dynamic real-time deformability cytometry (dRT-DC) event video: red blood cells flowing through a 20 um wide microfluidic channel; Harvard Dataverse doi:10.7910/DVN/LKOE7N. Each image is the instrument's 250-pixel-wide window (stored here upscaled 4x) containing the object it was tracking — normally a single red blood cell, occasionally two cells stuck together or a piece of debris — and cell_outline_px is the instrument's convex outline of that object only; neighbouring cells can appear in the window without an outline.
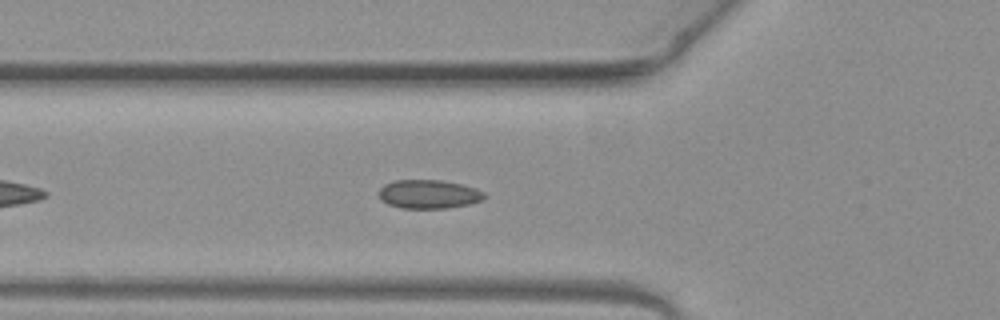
{"species": "common noctule bat (a hibernating species)", "species_latin": "Nyctalus noctula", "temperature_condition": "warm", "stored_images_in_passage": 37, "camera_frame_rate_fps": 3000, "um_per_image_px": 0.085, "animal": {"sex": "female", "body_mass_g": 19.3, "forearm_length_mm": 54.1}, "frame": {"image": 1, "passage_image": 3, "time_ms": 0.667, "image_size_px": [1000, 320], "cell_outline_px": [[488, 196], [484, 200], [468, 204], [448, 208], [400, 208], [388, 204], [380, 200], [380, 188], [384, 184], [396, 180], [440, 180], [460, 184], [476, 188], [484, 192]], "centroid_in_image_um": [36.47, 16.51], "position_along_channel_um": 89.3, "area_um2": 17.74}}
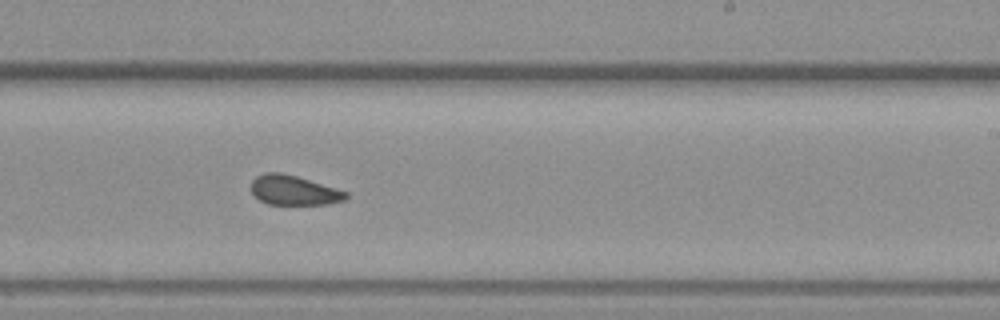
{"frame": {"image": 2, "passage_image": 16, "time_ms": 5.0, "image_size_px": [1000, 320], "cell_outline_px": [[348, 196], [344, 200], [328, 204], [268, 204], [260, 200], [252, 192], [252, 180], [256, 176], [264, 172], [280, 172], [296, 176], [336, 188], [348, 192]], "centroid_in_image_um": [24.97, 16.17], "position_along_channel_um": 264.0, "area_um2": 16.24}}
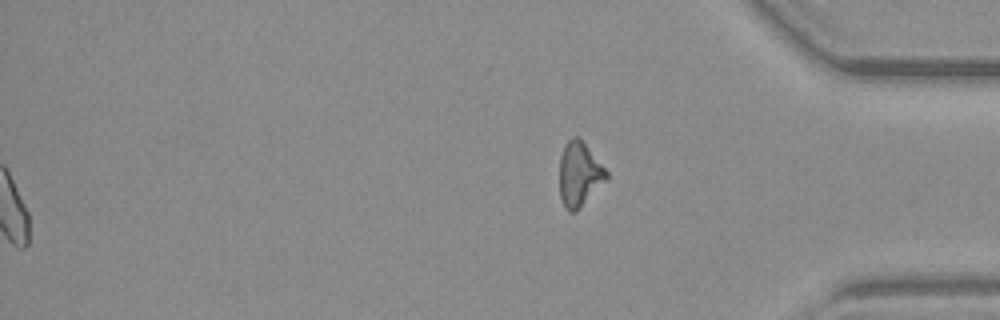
{"frame": {"image": 3, "passage_image": 37, "time_ms": 12.0, "image_size_px": [1000, 320], "cell_outline_px": [[608, 176], [580, 208], [576, 212], [568, 212], [564, 208], [560, 196], [560, 156], [568, 140], [572, 136], [580, 136], [608, 172]], "centroid_in_image_um": [49.22, 14.79], "position_along_channel_um": 386.0, "area_um2": 17.51}, "authors_computed_cell_mechanics": {"area_um2": 16.9932, "velocity_mm_per_s": 4.0208, "shape_relaxation_time_tau1_ms": null, "shape_relaxation_time_tau2_ms": 2.859, "deformation_change_tau1": null, "deformation_change_tau2": 0.0759}}